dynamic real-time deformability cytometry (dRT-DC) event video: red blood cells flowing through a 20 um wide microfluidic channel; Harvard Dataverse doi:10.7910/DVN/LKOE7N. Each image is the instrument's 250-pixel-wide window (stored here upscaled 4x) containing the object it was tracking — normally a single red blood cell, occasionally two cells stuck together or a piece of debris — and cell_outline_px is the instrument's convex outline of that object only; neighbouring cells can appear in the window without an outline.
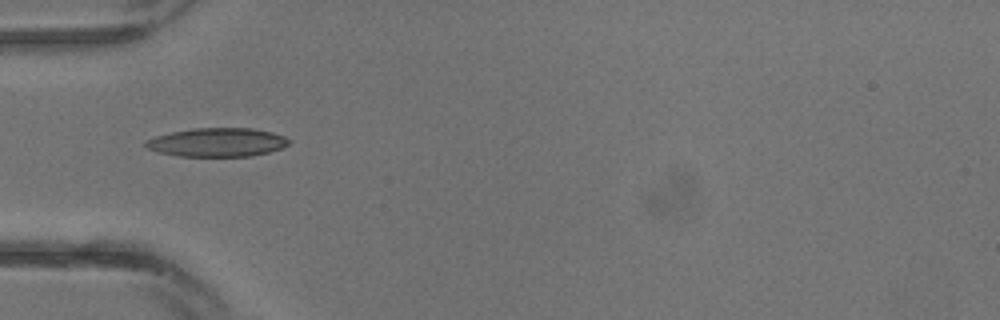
{"species": "common noctule bat (a hibernating species)", "species_latin": "Nyctalus noctula", "temperature_condition": "warm", "stored_images_in_passage": 6, "camera_frame_rate_fps": 3000, "um_per_image_px": 0.085, "animal": {"sex": "male", "body_mass_g": 13.3}, "frame": {"image": 1, "passage_image": 1, "time_ms": 0.0, "image_size_px": [1000, 320], "cell_outline_px": [[292, 140], [288, 144], [280, 148], [268, 152], [248, 156], [180, 156], [160, 152], [148, 148], [144, 144], [148, 140], [156, 136], [172, 132], [192, 128], [252, 128], [272, 132], [284, 136]], "centroid_in_image_um": [18.5, 12.09], "position_along_channel_um": 66.5, "area_um2": 23.7}}
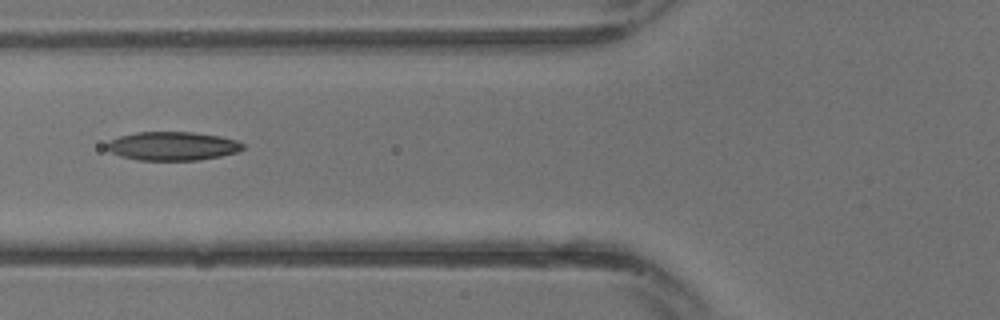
{"frame": {"image": 2, "passage_image": 3, "time_ms": 0.667, "image_size_px": [1000, 320], "cell_outline_px": [[244, 148], [236, 152], [220, 156], [200, 160], [140, 160], [120, 156], [112, 152], [104, 144], [120, 136], [136, 132], [192, 132], [220, 136], [236, 140], [244, 144]], "centroid_in_image_um": [14.68, 12.41], "position_along_channel_um": 111.1, "area_um2": 22.6}}
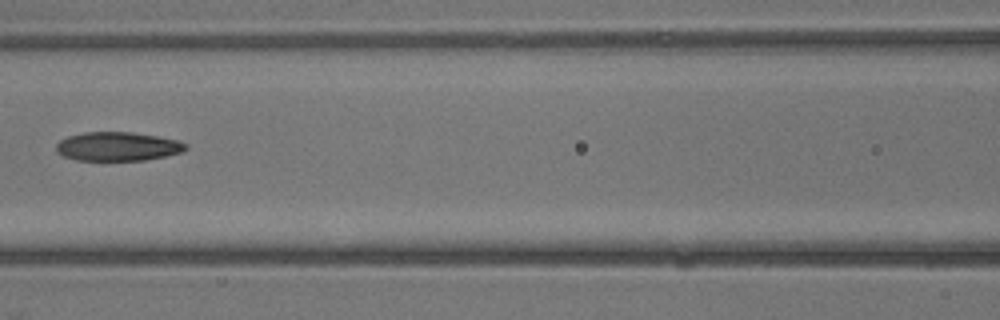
{"frame": {"image": 3, "passage_image": 5, "time_ms": 1.333, "image_size_px": [1000, 320], "cell_outline_px": [[188, 148], [184, 152], [144, 160], [76, 160], [64, 156], [56, 152], [56, 144], [60, 140], [68, 136], [84, 132], [132, 132], [160, 136], [176, 140], [188, 144]], "centroid_in_image_um": [10.02, 12.44], "position_along_channel_um": 156.6, "area_um2": 21.91}}